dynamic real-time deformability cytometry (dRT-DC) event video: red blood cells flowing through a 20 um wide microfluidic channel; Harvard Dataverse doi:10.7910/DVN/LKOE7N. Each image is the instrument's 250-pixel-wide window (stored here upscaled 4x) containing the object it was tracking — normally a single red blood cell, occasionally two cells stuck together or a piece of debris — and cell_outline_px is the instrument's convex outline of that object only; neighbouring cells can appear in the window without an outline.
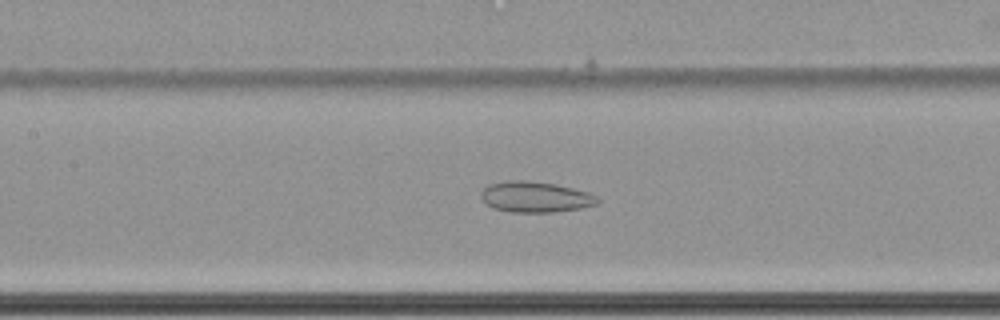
{"species": "common noctule bat (a hibernating species)", "species_latin": "Nyctalus noctula", "temperature_condition": "cold", "stored_images_in_passage": 65, "camera_frame_rate_fps": 3000, "um_per_image_px": 0.085, "animal": {"sex": "female", "body_mass_g": 22.7, "forearm_length_mm": 54.2}, "frame": {"image": 1, "passage_image": 34, "time_ms": 11.0, "image_size_px": [1000, 320], "cell_outline_px": [[600, 200], [596, 204], [580, 208], [556, 212], [508, 212], [492, 208], [480, 196], [480, 192], [488, 184], [508, 180], [528, 180], [556, 184], [588, 192], [596, 196]], "centroid_in_image_um": [45.48, 16.73], "position_along_channel_um": 161.9, "area_um2": 20.98}}
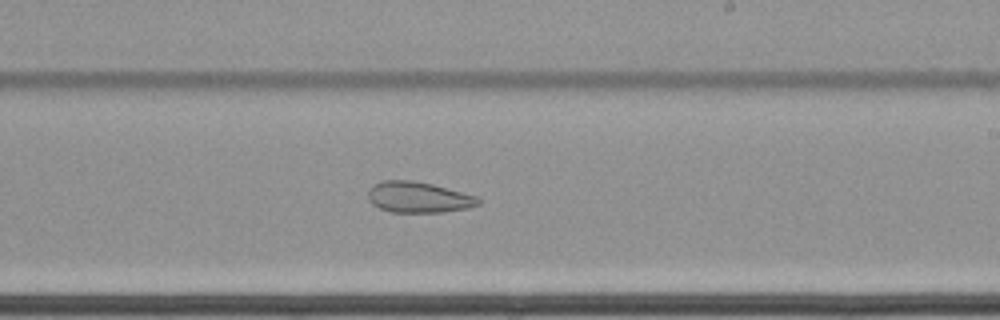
{"frame": {"image": 2, "passage_image": 42, "time_ms": 13.667, "image_size_px": [1000, 320], "cell_outline_px": [[480, 204], [468, 208], [444, 212], [392, 212], [380, 208], [372, 204], [368, 200], [368, 192], [380, 180], [412, 180], [432, 184], [476, 196], [480, 200]], "centroid_in_image_um": [35.56, 16.77], "position_along_channel_um": 253.4, "area_um2": 19.71}}
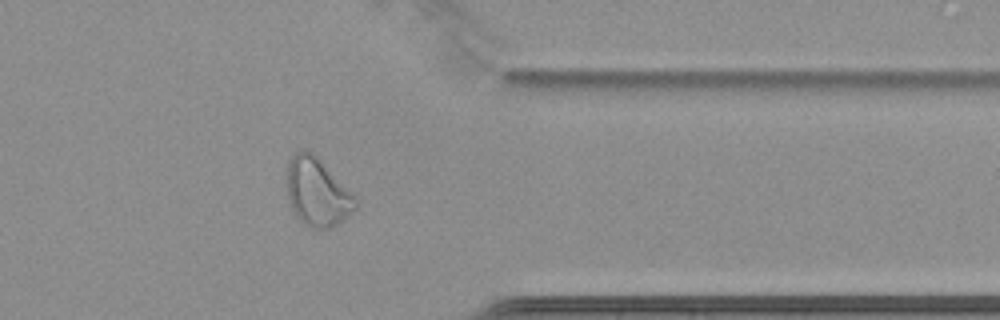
{"frame": {"image": 3, "passage_image": 54, "time_ms": 17.667, "image_size_px": [1000, 320], "cell_outline_px": [[360, 204], [344, 220], [328, 228], [308, 228], [296, 216], [288, 200], [284, 172], [288, 160], [296, 152], [312, 152], [356, 196]], "centroid_in_image_um": [26.94, 16.35], "position_along_channel_um": 384.5, "area_um2": 27.51}, "authors_computed_cell_mechanics": {"area_um2": 29.8826, "velocity_mm_per_s": 3.441, "shape_relaxation_time_tau1_ms": null, "shape_relaxation_time_tau2_ms": 3.9875, "deformation_change_tau1": null, "deformation_change_tau2": 0.108}}